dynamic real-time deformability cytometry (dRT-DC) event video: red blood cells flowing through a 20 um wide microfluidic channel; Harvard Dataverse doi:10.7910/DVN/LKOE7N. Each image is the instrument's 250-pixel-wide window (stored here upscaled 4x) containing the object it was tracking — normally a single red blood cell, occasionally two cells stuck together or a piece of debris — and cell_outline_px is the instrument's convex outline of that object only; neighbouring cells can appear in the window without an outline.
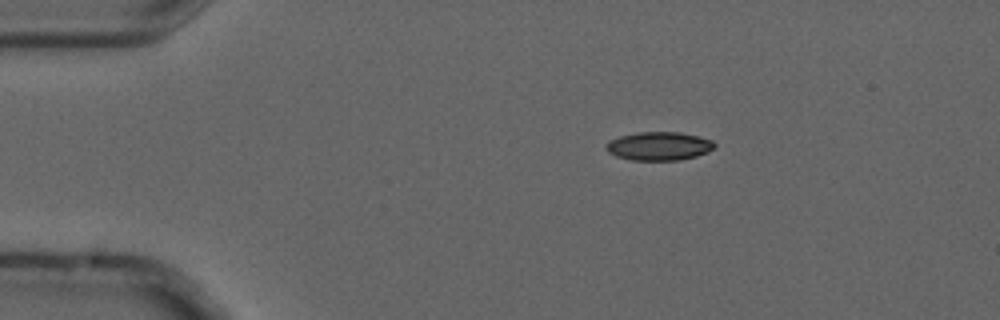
{"species": "common noctule bat (a hibernating species)", "species_latin": "Nyctalus noctula", "temperature_condition": "cold", "stored_images_in_passage": 4, "camera_frame_rate_fps": 3000, "um_per_image_px": 0.085, "animal": {"sex": "male", "forearm_length_mm": 52.5}, "frame": {"image": 1, "passage_image": 4, "time_ms": 1.0, "image_size_px": [1000, 320], "cell_outline_px": [[716, 144], [708, 152], [696, 156], [676, 160], [632, 160], [616, 156], [608, 152], [604, 148], [608, 140], [620, 136], [636, 132], [680, 132], [712, 140]], "centroid_in_image_um": [55.97, 12.41], "position_along_channel_um": 29.0, "area_um2": 17.98}}